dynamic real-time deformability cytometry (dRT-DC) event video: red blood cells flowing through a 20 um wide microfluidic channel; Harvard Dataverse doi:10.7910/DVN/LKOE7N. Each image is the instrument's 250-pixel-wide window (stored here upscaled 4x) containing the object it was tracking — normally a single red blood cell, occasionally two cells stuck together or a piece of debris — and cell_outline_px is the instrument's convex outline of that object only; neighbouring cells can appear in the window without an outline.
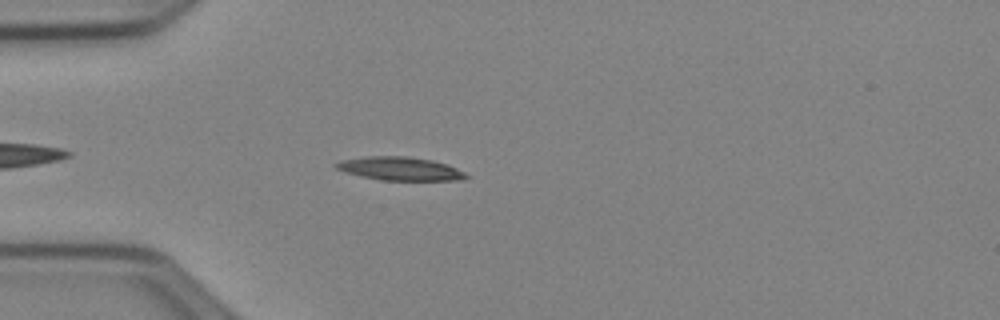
{"species": "Egyptian fruit bat (a non-hibernating species)", "species_latin": "Rousettus aegyptiacus", "temperature_condition": "cold", "stored_images_in_passage": 39, "camera_frame_rate_fps": 3000, "um_per_image_px": 0.085, "animal": {"sex": "female"}, "frame": {"image": 1, "passage_image": 5, "time_ms": 1.333, "image_size_px": [1000, 320], "cell_outline_px": [[472, 176], [464, 180], [384, 180], [364, 176], [348, 172], [336, 168], [332, 164], [340, 160], [364, 156], [408, 156], [432, 160], [448, 164]], "centroid_in_image_um": [34.05, 14.32], "position_along_channel_um": 50.9, "area_um2": 17.74}}
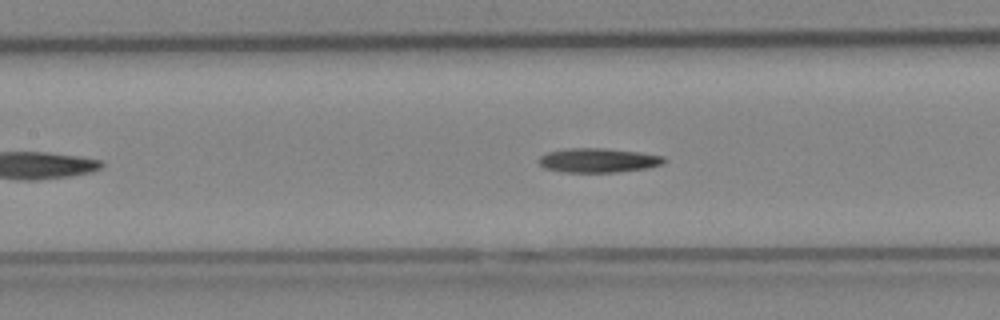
{"frame": {"image": 2, "passage_image": 14, "time_ms": 4.333, "image_size_px": [1000, 320], "cell_outline_px": [[668, 160], [660, 164], [648, 168], [616, 172], [564, 172], [544, 168], [536, 160], [540, 156], [548, 152], [568, 148], [604, 148], [640, 152], [664, 156]], "centroid_in_image_um": [50.84, 13.62], "position_along_channel_um": 156.6, "area_um2": 17.8}}
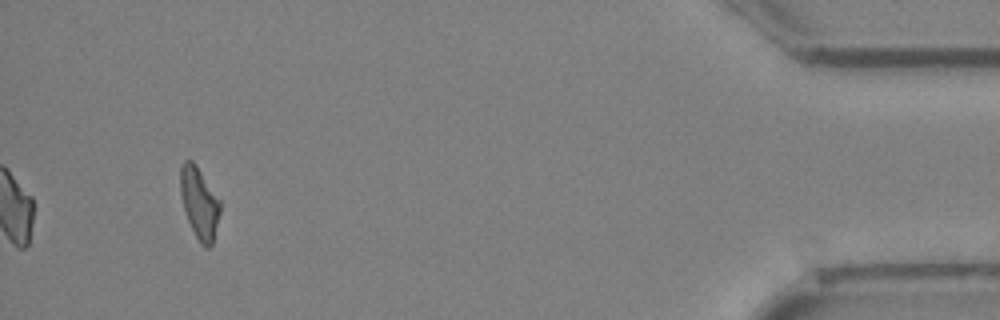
{"frame": {"image": 3, "passage_image": 39, "time_ms": 12.667, "image_size_px": [1000, 320], "cell_outline_px": [[220, 212], [212, 244], [208, 248], [204, 248], [200, 244], [188, 220], [184, 208], [180, 192], [180, 164], [184, 160], [192, 160], [196, 164], [220, 200]], "centroid_in_image_um": [16.93, 17.23], "position_along_channel_um": 418.3, "area_um2": 16.47}, "authors_computed_cell_mechanics": {"area_um2": 17.4556, "velocity_mm_per_s": 3.9627, "shape_relaxation_time_tau1_ms": 7.4257, "shape_relaxation_time_tau2_ms": null, "deformation_change_tau1": 0.2181, "deformation_change_tau2": null}}